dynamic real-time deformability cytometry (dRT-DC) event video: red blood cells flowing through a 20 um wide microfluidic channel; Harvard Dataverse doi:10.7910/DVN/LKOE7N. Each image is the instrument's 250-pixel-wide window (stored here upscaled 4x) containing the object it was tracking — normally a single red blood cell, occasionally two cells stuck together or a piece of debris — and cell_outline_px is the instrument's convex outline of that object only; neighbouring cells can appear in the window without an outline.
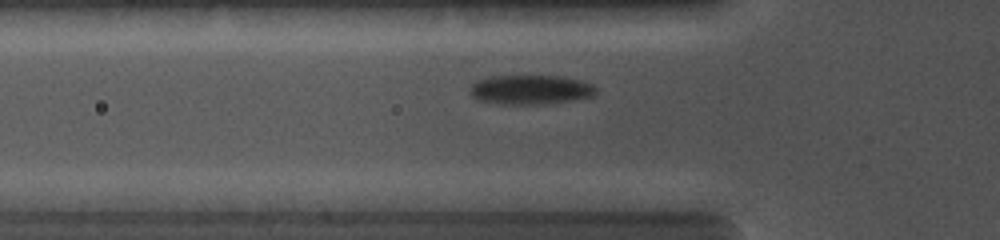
{"species": "common noctule bat (a hibernating species)", "species_latin": "Nyctalus noctula", "temperature_condition": "cold", "stored_images_in_passage": 13, "camera_frame_rate_fps": 5000, "um_per_image_px": 0.085, "animal": {"sex": "female", "body_mass_g": 19.0, "forearm_length_mm": 56.7}, "frame": {"image": 1, "passage_image": 8, "time_ms": 2.2, "image_size_px": [1000, 240], "cell_outline_px": [[596, 92], [592, 96], [568, 100], [536, 104], [500, 104], [476, 100], [468, 92], [472, 84], [476, 80], [488, 76], [560, 76], [580, 80], [592, 84], [596, 88]], "centroid_in_image_um": [45.01, 7.61], "position_along_channel_um": 80.8, "area_um2": 21.5}}